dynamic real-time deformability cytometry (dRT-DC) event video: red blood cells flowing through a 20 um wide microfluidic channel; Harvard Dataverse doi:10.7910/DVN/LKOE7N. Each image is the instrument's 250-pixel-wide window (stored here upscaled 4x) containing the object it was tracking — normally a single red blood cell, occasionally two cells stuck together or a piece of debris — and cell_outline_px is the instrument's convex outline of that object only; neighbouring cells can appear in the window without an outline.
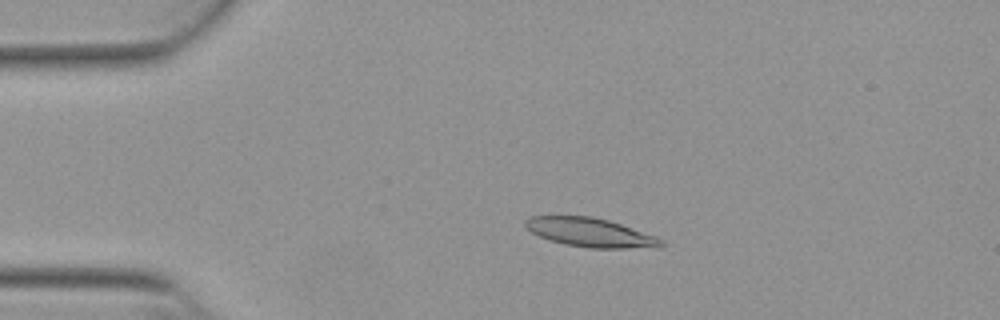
{"species": "Egyptian fruit bat (a non-hibernating species)", "species_latin": "Rousettus aegyptiacus", "temperature_condition": "warm", "stored_images_in_passage": 53, "camera_frame_rate_fps": 3000, "um_per_image_px": 0.085, "animal": {"sex": "female"}, "frame": {"image": 1, "passage_image": 11, "time_ms": 3.333, "image_size_px": [1000, 320], "cell_outline_px": [[664, 244], [660, 248], [588, 248], [564, 244], [548, 240], [524, 228], [524, 220], [532, 216], [592, 216], [608, 220], [656, 236], [664, 240]], "centroid_in_image_um": [50.18, 19.77], "position_along_channel_um": 34.8, "area_um2": 23.06}}
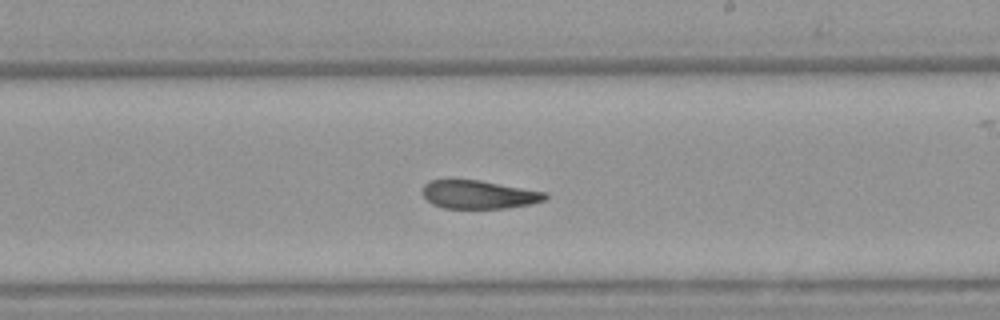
{"frame": {"image": 2, "passage_image": 31, "time_ms": 10.0, "image_size_px": [1000, 320], "cell_outline_px": [[548, 196], [544, 200], [532, 204], [504, 208], [444, 208], [432, 204], [420, 192], [424, 184], [428, 180], [480, 180], [548, 192]], "centroid_in_image_um": [40.7, 16.53], "position_along_channel_um": 248.3, "area_um2": 20.4}}
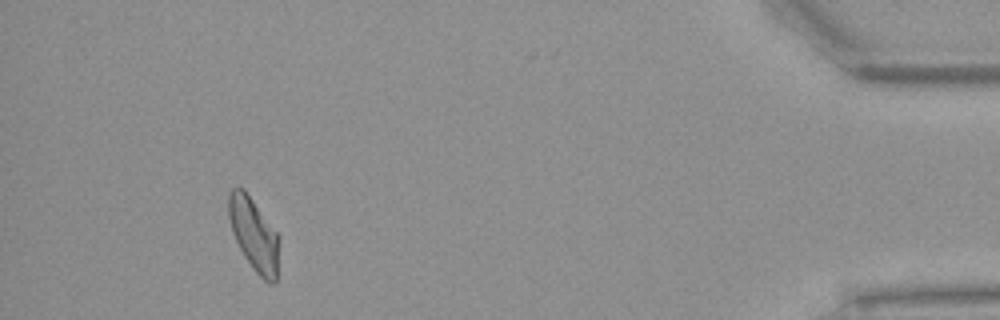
{"frame": {"image": 3, "passage_image": 49, "time_ms": 16.0, "image_size_px": [1000, 320], "cell_outline_px": [[280, 240], [276, 280], [272, 284], [268, 284], [252, 268], [244, 256], [232, 232], [228, 216], [228, 192], [232, 188], [244, 188], [280, 236]], "centroid_in_image_um": [21.59, 19.92], "position_along_channel_um": 413.6, "area_um2": 21.62}, "authors_computed_cell_mechanics": {"area_um2": 22.0796, "velocity_mm_per_s": 3.8393, "shape_relaxation_time_tau1_ms": 9.3361, "shape_relaxation_time_tau2_ms": 3.6608, "deformation_change_tau1": 0.2503, "deformation_change_tau2": 0.1204}}